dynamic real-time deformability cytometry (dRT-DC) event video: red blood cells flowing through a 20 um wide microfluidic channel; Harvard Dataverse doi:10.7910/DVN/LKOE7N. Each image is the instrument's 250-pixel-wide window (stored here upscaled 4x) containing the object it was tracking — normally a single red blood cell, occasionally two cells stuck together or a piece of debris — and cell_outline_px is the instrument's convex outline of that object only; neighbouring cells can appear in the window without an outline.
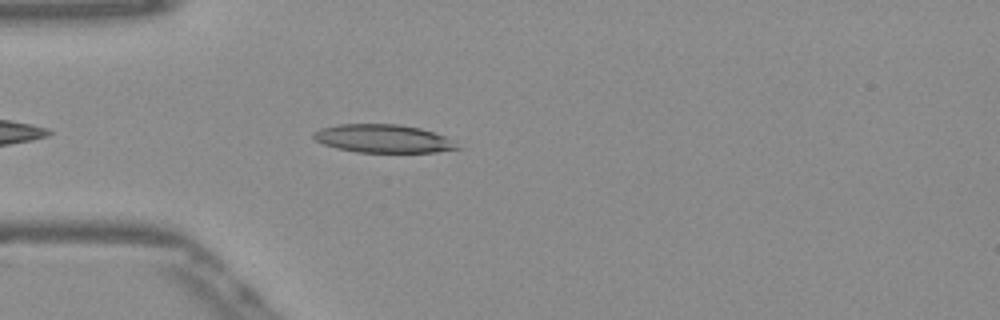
{"species": "Egyptian fruit bat (a non-hibernating species)", "species_latin": "Rousettus aegyptiacus", "temperature_condition": "warm", "stored_images_in_passage": 8, "camera_frame_rate_fps": 3000, "um_per_image_px": 0.085, "frame": {"image": 1, "passage_image": 4, "time_ms": 1.0, "image_size_px": [1000, 320], "cell_outline_px": [[464, 148], [436, 152], [356, 152], [336, 148], [324, 144], [316, 140], [312, 136], [312, 132], [320, 128], [336, 124], [396, 124], [420, 128], [444, 136]], "centroid_in_image_um": [32.54, 11.78], "position_along_channel_um": 52.5, "area_um2": 23.64}}
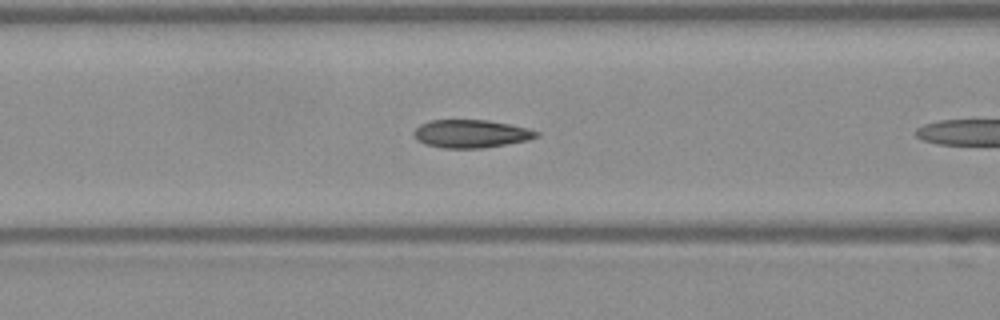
{"frame": {"image": 2, "passage_image": 7, "time_ms": 2.0, "image_size_px": [1000, 320], "cell_outline_px": [[540, 136], [528, 140], [484, 148], [444, 148], [424, 144], [416, 140], [412, 132], [420, 124], [432, 120], [488, 120], [528, 128], [540, 132]], "centroid_in_image_um": [40.03, 11.37], "position_along_channel_um": 126.6, "area_um2": 20.11}}